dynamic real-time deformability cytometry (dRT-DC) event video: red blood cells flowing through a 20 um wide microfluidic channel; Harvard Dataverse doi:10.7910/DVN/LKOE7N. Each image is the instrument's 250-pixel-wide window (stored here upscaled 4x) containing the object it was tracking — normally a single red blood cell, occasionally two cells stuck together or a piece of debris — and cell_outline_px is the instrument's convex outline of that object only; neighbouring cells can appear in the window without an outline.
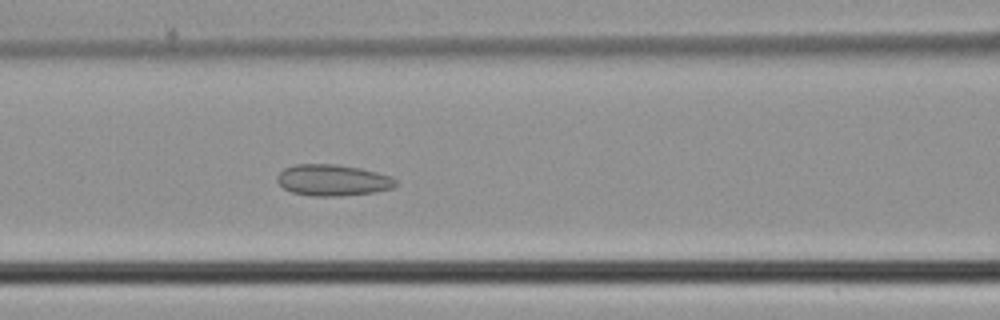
{"species": "common noctule bat (a hibernating species)", "species_latin": "Nyctalus noctula", "temperature_condition": "cold", "stored_images_in_passage": 44, "camera_frame_rate_fps": 3000, "um_per_image_px": 0.085, "animal": {"sex": "male", "body_mass_g": 21.5, "forearm_length_mm": 52.0}, "frame": {"image": 1, "passage_image": 17, "time_ms": 5.333, "image_size_px": [1000, 320], "cell_outline_px": [[400, 184], [392, 188], [372, 192], [340, 196], [312, 196], [292, 192], [284, 188], [276, 180], [276, 176], [284, 168], [296, 164], [336, 164], [360, 168], [392, 176]], "centroid_in_image_um": [28.29, 15.31], "position_along_channel_um": 138.3, "area_um2": 21.68}}
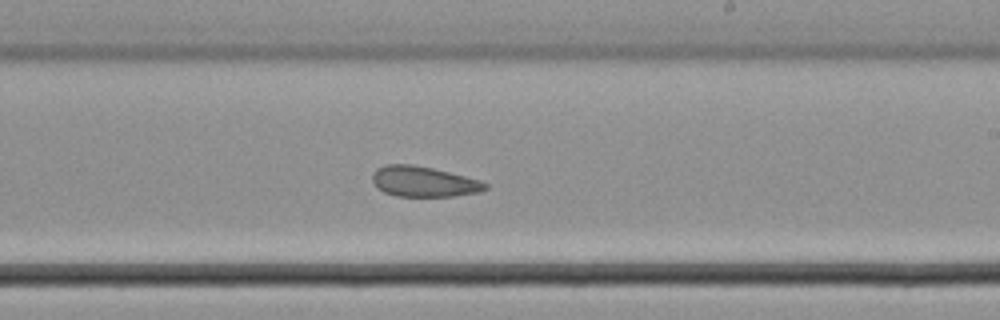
{"frame": {"image": 2, "passage_image": 25, "time_ms": 8.0, "image_size_px": [1000, 320], "cell_outline_px": [[488, 188], [480, 192], [452, 196], [396, 196], [384, 192], [376, 188], [372, 180], [372, 176], [376, 168], [384, 164], [412, 164], [432, 168], [480, 180], [488, 184]], "centroid_in_image_um": [35.98, 15.43], "position_along_channel_um": 253.0, "area_um2": 20.06}}
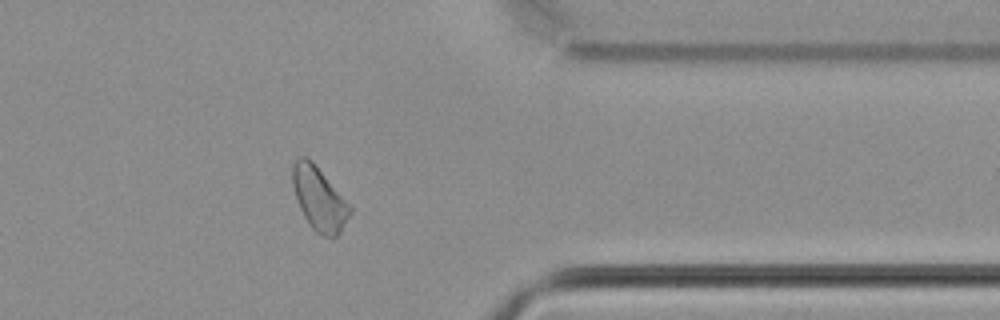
{"frame": {"image": 3, "passage_image": 35, "time_ms": 11.333, "image_size_px": [1000, 320], "cell_outline_px": [[352, 212], [340, 232], [332, 240], [316, 232], [312, 228], [304, 216], [300, 208], [292, 184], [292, 164], [300, 156], [304, 156], [312, 160], [352, 208]], "centroid_in_image_um": [27.12, 16.91], "position_along_channel_um": 384.3, "area_um2": 21.04}}